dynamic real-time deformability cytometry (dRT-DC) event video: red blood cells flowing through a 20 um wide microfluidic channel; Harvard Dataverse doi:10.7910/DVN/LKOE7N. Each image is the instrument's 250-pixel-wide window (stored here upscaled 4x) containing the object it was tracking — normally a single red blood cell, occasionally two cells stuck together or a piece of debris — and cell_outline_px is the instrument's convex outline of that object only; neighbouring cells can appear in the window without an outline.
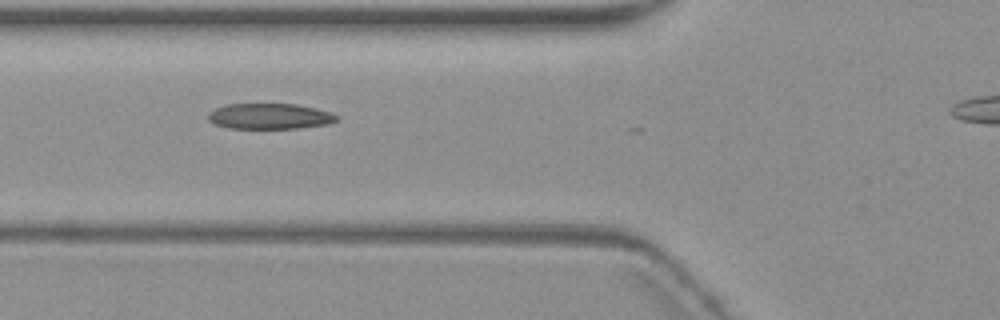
{"species": "common noctule bat (a hibernating species)", "species_latin": "Nyctalus noctula", "temperature_condition": "warm", "stored_images_in_passage": 8, "segment_of_instrument_passage": [1, 2], "camera_frame_rate_fps": 3000, "um_per_image_px": 0.085, "animal": {"sex": "female", "body_mass_g": 19.3, "forearm_length_mm": 54.1}, "frame": {"image": 1, "passage_image": 3, "time_ms": 2.333, "image_size_px": [1000, 320], "cell_outline_px": [[340, 120], [328, 124], [296, 128], [228, 128], [216, 124], [208, 120], [208, 112], [224, 104], [296, 104], [328, 112], [340, 116]], "centroid_in_image_um": [22.91, 9.88], "position_along_channel_um": 102.9, "area_um2": 19.13}}
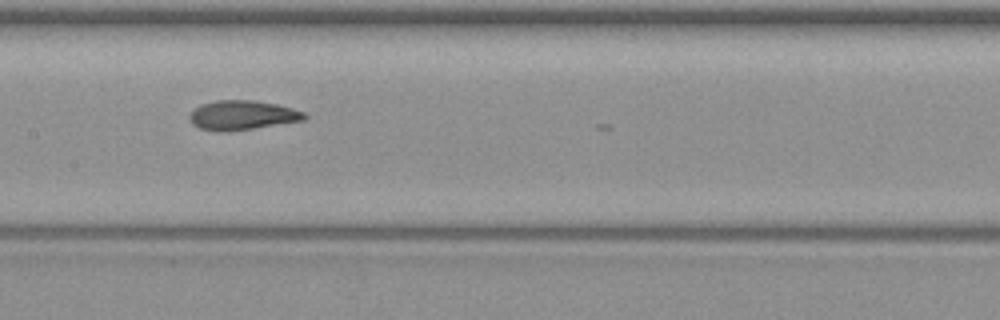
{"frame": {"image": 2, "passage_image": 5, "time_ms": 4.667, "image_size_px": [1000, 320], "cell_outline_px": [[308, 116], [304, 120], [228, 132], [216, 132], [200, 128], [192, 124], [188, 120], [188, 116], [200, 104], [216, 100], [252, 100], [276, 104], [292, 108], [304, 112]], "centroid_in_image_um": [20.56, 9.8], "position_along_channel_um": 186.8, "area_um2": 19.77}}
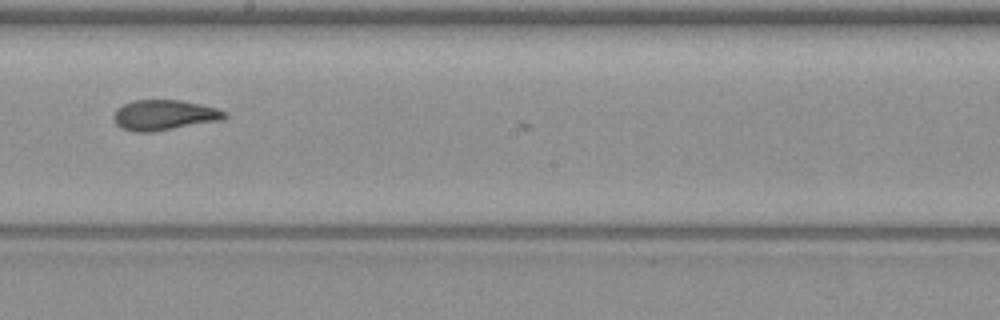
{"frame": {"image": 3, "passage_image": 6, "time_ms": 6.0, "image_size_px": [1000, 320], "cell_outline_px": [[228, 116], [224, 120], [152, 132], [136, 132], [120, 128], [116, 124], [112, 116], [116, 108], [132, 100], [180, 100], [200, 104], [216, 108], [224, 112]], "centroid_in_image_um": [13.93, 9.79], "position_along_channel_um": 234.3, "area_um2": 19.77}}